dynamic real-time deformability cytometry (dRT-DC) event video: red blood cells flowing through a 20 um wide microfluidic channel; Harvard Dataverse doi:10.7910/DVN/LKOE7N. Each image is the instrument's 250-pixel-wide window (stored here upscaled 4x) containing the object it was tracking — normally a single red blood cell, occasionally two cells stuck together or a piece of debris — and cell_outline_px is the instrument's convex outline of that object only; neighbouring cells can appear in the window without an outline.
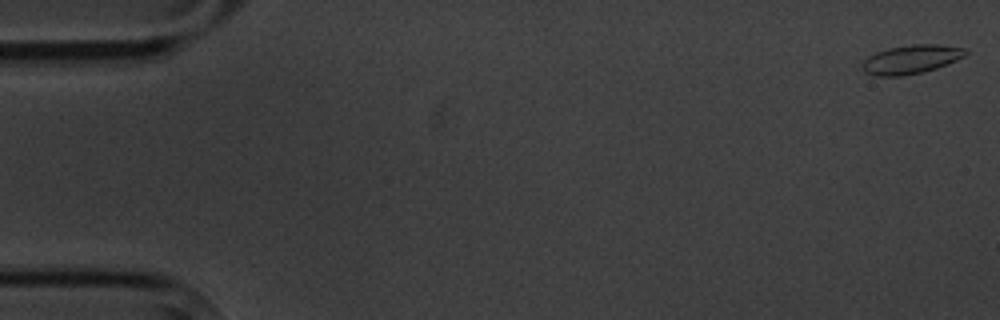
{"species": "common noctule bat (a hibernating species)", "species_latin": "Nyctalus noctula", "temperature_condition": "cold", "stored_images_in_passage": 10, "camera_frame_rate_fps": 3000, "um_per_image_px": 0.085, "animal": {"sex": "male", "body_mass_g": 20.1, "forearm_length_mm": 53.5}, "frame": {"image": 1, "passage_image": 1, "time_ms": 0.0, "image_size_px": [1000, 320], "cell_outline_px": [[968, 52], [964, 56], [948, 64], [936, 68], [920, 72], [900, 76], [876, 76], [864, 72], [864, 60], [868, 56], [876, 52], [888, 48], [912, 44], [940, 44], [964, 48]], "centroid_in_image_um": [77.46, 5.03], "position_along_channel_um": 7.5, "area_um2": 17.17}}
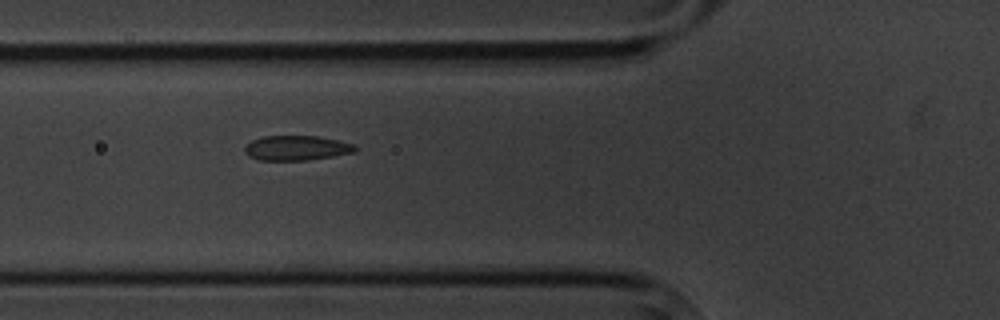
{"frame": {"image": 2, "passage_image": 6, "time_ms": 6.667, "image_size_px": [1000, 320], "cell_outline_px": [[360, 148], [356, 152], [308, 160], [260, 160], [248, 156], [244, 152], [244, 148], [252, 140], [264, 136], [316, 136], [340, 140], [356, 144]], "centroid_in_image_um": [25.27, 12.57], "position_along_channel_um": 100.5, "area_um2": 16.13}}
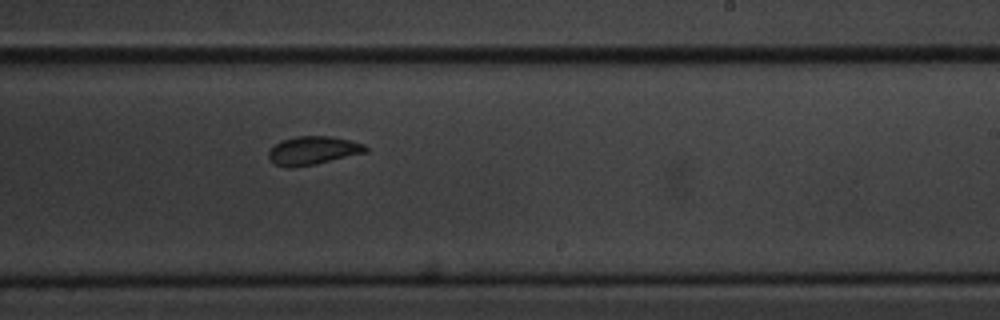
{"frame": {"image": 3, "passage_image": 10, "time_ms": 11.333, "image_size_px": [1000, 320], "cell_outline_px": [[368, 152], [316, 164], [292, 168], [288, 168], [272, 164], [268, 160], [268, 152], [276, 144], [284, 140], [296, 136], [332, 136], [364, 144], [368, 148]], "centroid_in_image_um": [26.59, 12.81], "position_along_channel_um": 262.4, "area_um2": 16.18}}